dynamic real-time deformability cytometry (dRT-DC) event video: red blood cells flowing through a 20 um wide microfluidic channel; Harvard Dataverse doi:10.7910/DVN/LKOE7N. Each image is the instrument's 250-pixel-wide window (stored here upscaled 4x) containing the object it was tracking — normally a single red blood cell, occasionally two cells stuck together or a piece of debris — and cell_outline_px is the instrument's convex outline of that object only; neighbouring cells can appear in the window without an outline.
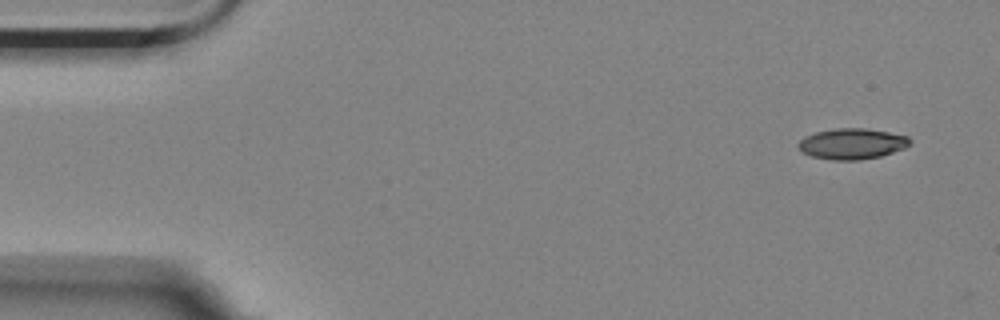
{"species": "Egyptian fruit bat (a non-hibernating species)", "species_latin": "Rousettus aegyptiacus", "temperature_condition": "room temperature", "stored_images_in_passage": 5, "camera_frame_rate_fps": 3000, "um_per_image_px": 0.085, "animal": {"sex": "female"}, "frame": {"image": 1, "passage_image": 1, "time_ms": 0.0, "image_size_px": [1000, 320], "cell_outline_px": [[912, 144], [904, 148], [880, 156], [856, 160], [836, 160], [812, 156], [804, 152], [796, 144], [804, 136], [816, 132], [836, 128], [868, 128], [908, 136], [912, 140]], "centroid_in_image_um": [72.45, 12.2], "position_along_channel_um": 12.6, "area_um2": 19.94}}